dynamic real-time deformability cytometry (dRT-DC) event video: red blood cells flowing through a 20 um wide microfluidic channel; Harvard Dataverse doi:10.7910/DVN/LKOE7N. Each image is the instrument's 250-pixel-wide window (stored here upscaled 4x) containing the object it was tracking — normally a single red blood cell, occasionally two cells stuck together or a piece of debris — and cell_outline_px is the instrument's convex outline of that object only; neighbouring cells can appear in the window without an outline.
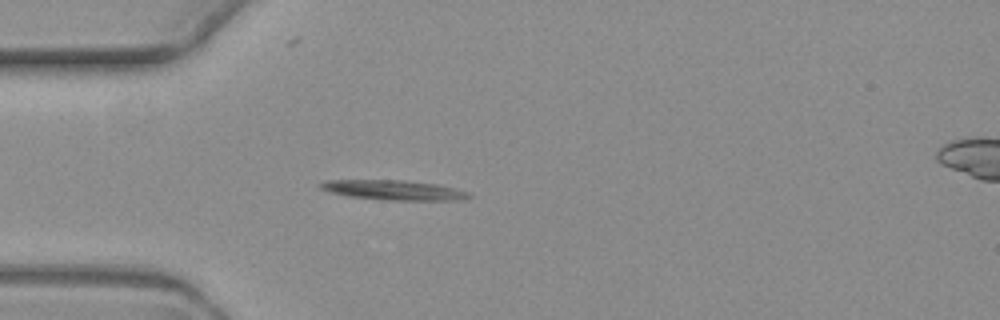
{"species": "common noctule bat (a hibernating species)", "species_latin": "Nyctalus noctula", "temperature_condition": "warm", "stored_images_in_passage": 4, "camera_frame_rate_fps": 3000, "um_per_image_px": 0.085, "animal": {"sex": "female", "body_mass_g": 19.3, "forearm_length_mm": 54.1}, "frame": {"image": 1, "passage_image": 3, "time_ms": 2.333, "image_size_px": [1000, 320], "cell_outline_px": [[472, 196], [464, 200], [380, 200], [348, 196], [328, 192], [320, 188], [316, 184], [324, 180], [404, 180], [436, 184], [468, 192]], "centroid_in_image_um": [33.39, 16.16], "position_along_channel_um": 51.6, "area_um2": 17.28}}